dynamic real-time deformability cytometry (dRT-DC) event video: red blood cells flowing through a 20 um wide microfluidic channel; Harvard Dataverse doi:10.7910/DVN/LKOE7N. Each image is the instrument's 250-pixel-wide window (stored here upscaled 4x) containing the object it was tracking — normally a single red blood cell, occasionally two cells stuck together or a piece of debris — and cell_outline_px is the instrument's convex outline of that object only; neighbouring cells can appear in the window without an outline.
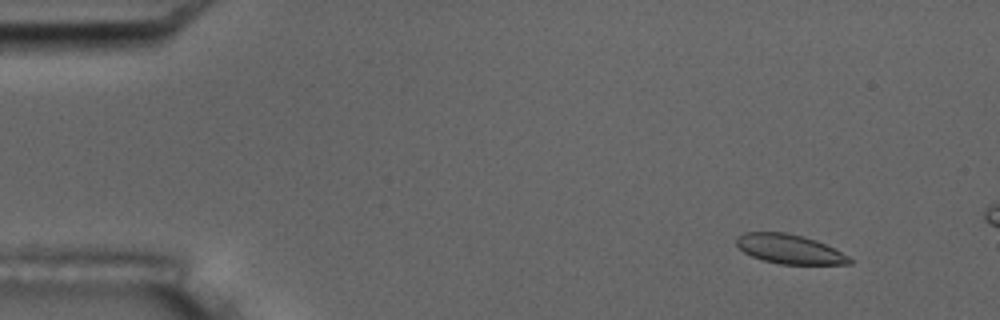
{"species": "common noctule bat (a hibernating species)", "species_latin": "Nyctalus noctula", "temperature_condition": "room temperature", "stored_images_in_passage": 5, "camera_frame_rate_fps": 3000, "um_per_image_px": 0.085, "animal": {"sex": "male", "body_mass_g": 17.5, "forearm_length_mm": 52.3}, "frame": {"image": 1, "passage_image": 2, "time_ms": 1.0, "image_size_px": [1000, 320], "cell_outline_px": [[852, 264], [780, 264], [764, 260], [752, 256], [744, 252], [736, 244], [736, 236], [744, 232], [784, 232], [804, 236], [816, 240], [848, 256], [852, 260]], "centroid_in_image_um": [67.07, 21.16], "position_along_channel_um": 17.9, "area_um2": 19.19}}